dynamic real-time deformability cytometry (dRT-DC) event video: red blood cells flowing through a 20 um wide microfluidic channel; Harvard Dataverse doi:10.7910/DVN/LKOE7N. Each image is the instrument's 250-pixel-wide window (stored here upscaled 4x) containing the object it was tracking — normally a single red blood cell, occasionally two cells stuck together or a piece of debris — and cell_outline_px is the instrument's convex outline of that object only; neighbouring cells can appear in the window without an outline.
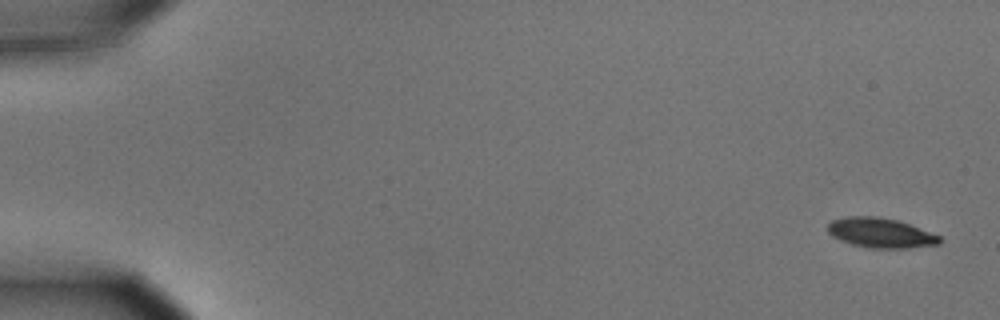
{"species": "common noctule bat (a hibernating species)", "species_latin": "Nyctalus noctula", "temperature_condition": "cold", "stored_images_in_passage": 55, "camera_frame_rate_fps": 3000, "um_per_image_px": 0.085, "animal": {"sex": "male", "body_mass_g": 15.6}, "frame": {"image": 1, "passage_image": 1, "time_ms": 0.0, "image_size_px": [1000, 320], "cell_outline_px": [[940, 244], [908, 248], [868, 248], [852, 244], [840, 240], [832, 236], [828, 232], [828, 224], [832, 220], [848, 216], [876, 216], [896, 220], [908, 224], [940, 236]], "centroid_in_image_um": [74.82, 19.8], "position_along_channel_um": 10.2, "area_um2": 19.25}}
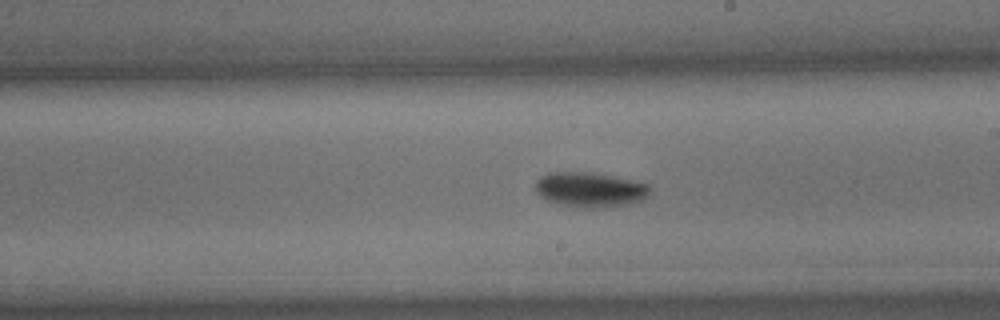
{"frame": {"image": 2, "passage_image": 32, "time_ms": 10.333, "image_size_px": [1000, 320], "cell_outline_px": [[652, 188], [648, 196], [640, 200], [628, 204], [600, 208], [576, 208], [544, 200], [536, 192], [536, 180], [540, 176], [548, 172], [596, 172], [632, 180], [648, 184]], "centroid_in_image_um": [50.13, 16.12], "position_along_channel_um": 238.9, "area_um2": 23.7}}
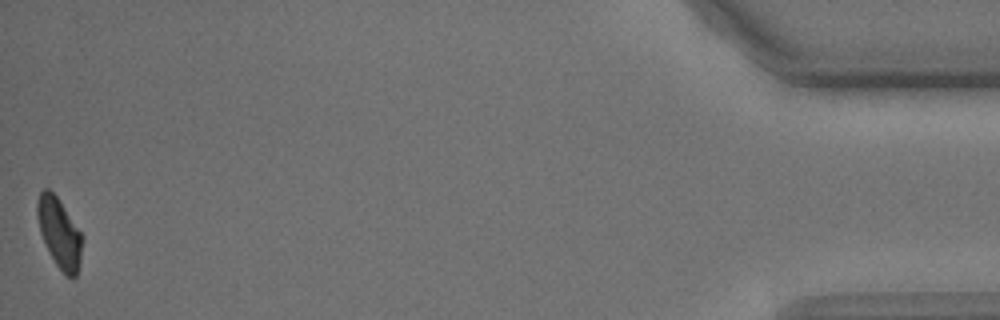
{"frame": {"image": 3, "passage_image": 55, "time_ms": 18.0, "image_size_px": [1000, 320], "cell_outline_px": [[84, 236], [80, 260], [76, 276], [72, 280], [56, 264], [48, 252], [40, 232], [36, 216], [36, 200], [40, 192], [44, 188], [48, 188], [56, 196]], "centroid_in_image_um": [5.03, 19.79], "position_along_channel_um": 430.2, "area_um2": 18.38}, "authors_computed_cell_mechanics": {"area_um2": 20.519, "velocity_mm_per_s": 3.6253, "shape_relaxation_time_tau1_ms": 2.1992, "shape_relaxation_time_tau2_ms": null, "deformation_change_tau1": 0.1021, "deformation_change_tau2": null}}